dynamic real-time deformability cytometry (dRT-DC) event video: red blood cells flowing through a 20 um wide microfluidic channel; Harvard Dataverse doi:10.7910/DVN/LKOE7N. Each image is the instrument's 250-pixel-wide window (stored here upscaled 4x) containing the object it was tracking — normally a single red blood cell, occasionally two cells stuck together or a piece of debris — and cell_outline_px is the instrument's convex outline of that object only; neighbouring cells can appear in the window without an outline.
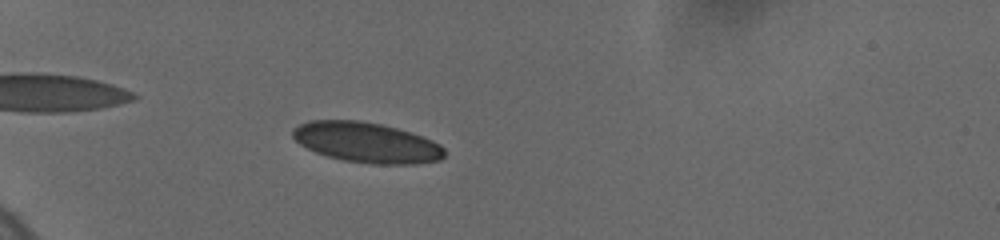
{"species": "human", "species_latin": "Homo sapiens", "temperature_condition": "cold", "stored_images_in_passage": 32, "camera_frame_rate_fps": 3000, "um_per_image_px": 0.085, "donor": {"sex": "female"}, "frame": {"image": 1, "passage_image": 11, "time_ms": 4.0, "image_size_px": [1000, 240], "cell_outline_px": [[444, 156], [440, 160], [416, 164], [372, 164], [344, 160], [328, 156], [316, 152], [300, 144], [292, 136], [292, 128], [308, 120], [360, 120], [380, 124], [412, 132], [432, 140], [440, 144], [444, 148]], "centroid_in_image_um": [31.16, 12.1], "position_along_channel_um": 53.8, "area_um2": 35.66}}
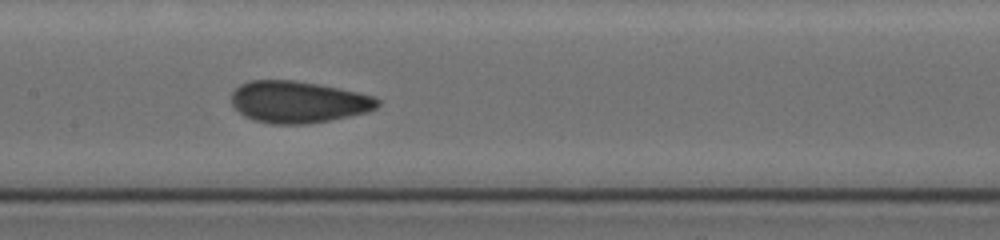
{"frame": {"image": 2, "passage_image": 21, "time_ms": 8.333, "image_size_px": [1000, 240], "cell_outline_px": [[380, 104], [376, 108], [368, 112], [308, 124], [272, 124], [256, 120], [244, 116], [232, 104], [232, 92], [240, 84], [252, 80], [292, 80], [320, 84], [340, 88], [372, 96], [380, 100]], "centroid_in_image_um": [25.35, 8.66], "position_along_channel_um": 182.0, "area_um2": 35.43}}
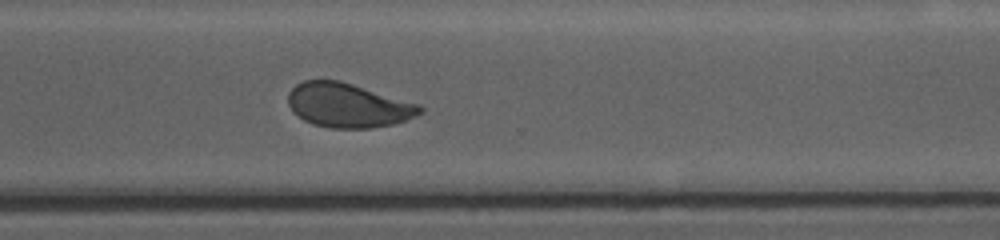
{"frame": {"image": 3, "passage_image": 32, "time_ms": 12.667, "image_size_px": [1000, 240], "cell_outline_px": [[424, 108], [420, 112], [404, 120], [392, 124], [372, 128], [332, 128], [312, 124], [304, 120], [292, 112], [288, 104], [288, 92], [296, 84], [304, 80], [340, 80], [420, 104]], "centroid_in_image_um": [29.54, 8.94], "position_along_channel_um": 341.1, "area_um2": 33.93}}